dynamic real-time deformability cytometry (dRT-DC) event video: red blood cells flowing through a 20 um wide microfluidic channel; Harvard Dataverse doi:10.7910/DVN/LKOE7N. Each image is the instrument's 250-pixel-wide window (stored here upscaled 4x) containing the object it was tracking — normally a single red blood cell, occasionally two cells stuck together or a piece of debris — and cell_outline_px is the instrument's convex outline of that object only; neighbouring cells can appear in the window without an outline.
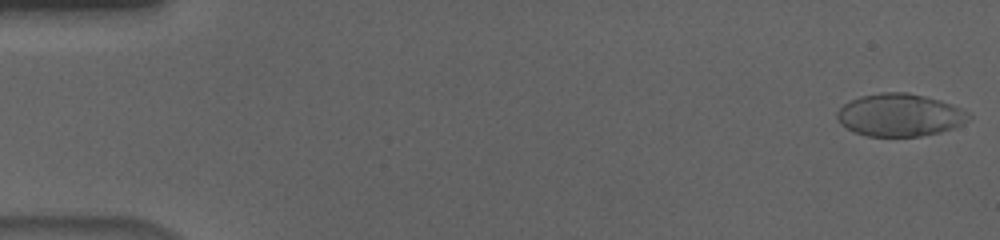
{"species": "human", "species_latin": "Homo sapiens", "temperature_condition": "cold", "stored_images_in_passage": 55, "camera_frame_rate_fps": 3000, "um_per_image_px": 0.085, "donor": {"sex": "male"}, "frame": {"image": 1, "passage_image": 1, "time_ms": 0.0, "image_size_px": [1000, 240], "cell_outline_px": [[972, 116], [968, 120], [952, 128], [940, 132], [920, 136], [868, 136], [856, 132], [840, 124], [836, 116], [836, 112], [844, 104], [860, 96], [880, 92], [908, 92], [940, 100], [952, 104], [968, 112]], "centroid_in_image_um": [76.47, 9.77], "position_along_channel_um": 8.5, "area_um2": 32.54}}
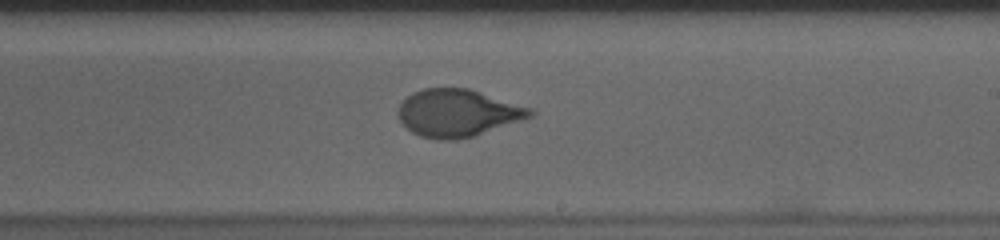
{"frame": {"image": 2, "passage_image": 33, "time_ms": 10.667, "image_size_px": [1000, 240], "cell_outline_px": [[536, 112], [532, 116], [472, 136], [456, 140], [436, 140], [420, 136], [412, 132], [396, 116], [396, 112], [400, 104], [412, 92], [424, 88], [468, 88], [532, 108]], "centroid_in_image_um": [38.86, 9.6], "position_along_channel_um": 250.1, "area_um2": 36.24}}
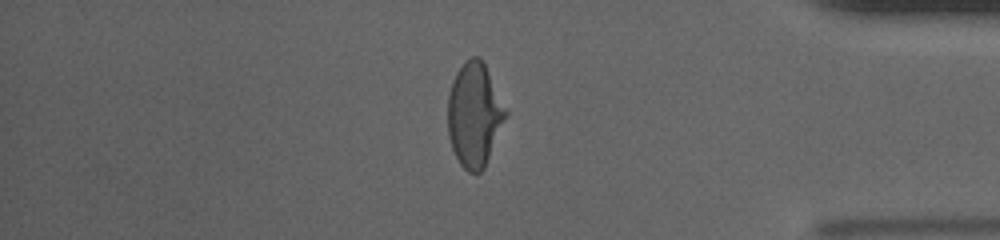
{"frame": {"image": 3, "passage_image": 47, "time_ms": 15.333, "image_size_px": [1000, 240], "cell_outline_px": [[508, 112], [484, 168], [476, 176], [468, 172], [460, 164], [452, 148], [448, 136], [448, 96], [452, 80], [456, 72], [472, 56], [480, 56]], "centroid_in_image_um": [40.3, 9.78], "position_along_channel_um": 394.9, "area_um2": 34.74}, "authors_computed_cell_mechanics": {"area_um2": 35.3158, "velocity_mm_per_s": 3.6731, "shape_relaxation_time_tau1_ms": 5.2737, "shape_relaxation_time_tau2_ms": null, "deformation_change_tau1": 0.1935, "deformation_change_tau2": null}}